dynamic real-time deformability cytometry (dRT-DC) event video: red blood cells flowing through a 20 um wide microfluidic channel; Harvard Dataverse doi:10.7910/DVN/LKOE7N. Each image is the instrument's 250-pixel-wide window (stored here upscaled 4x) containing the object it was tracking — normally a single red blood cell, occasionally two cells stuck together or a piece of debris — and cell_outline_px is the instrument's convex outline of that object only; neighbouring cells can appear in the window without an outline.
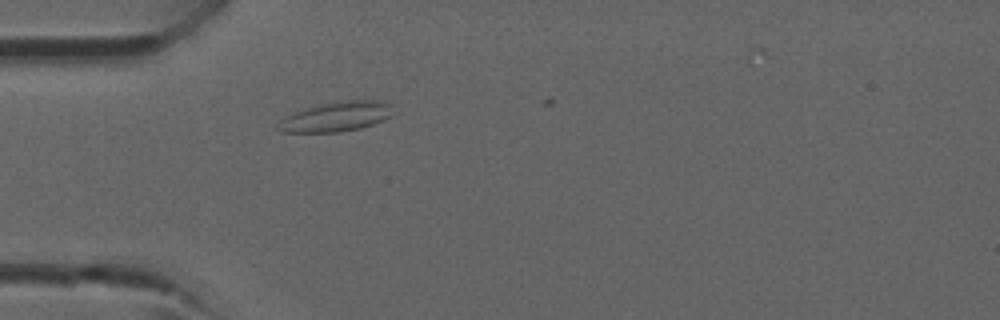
{"species": "common noctule bat (a hibernating species)", "species_latin": "Nyctalus noctula", "temperature_condition": "room temperature", "stored_images_in_passage": 8, "camera_frame_rate_fps": 3000, "um_per_image_px": 0.085, "animal": {"sex": "male", "forearm_length_mm": 52.5}, "frame": {"image": 1, "passage_image": 2, "time_ms": 0.333, "image_size_px": [1000, 320], "cell_outline_px": [[396, 112], [392, 116], [372, 124], [360, 128], [340, 132], [280, 132], [276, 128], [276, 124], [284, 116], [292, 112], [332, 100], [384, 100], [392, 104]], "centroid_in_image_um": [28.59, 9.89], "position_along_channel_um": 56.4, "area_um2": 20.58}}
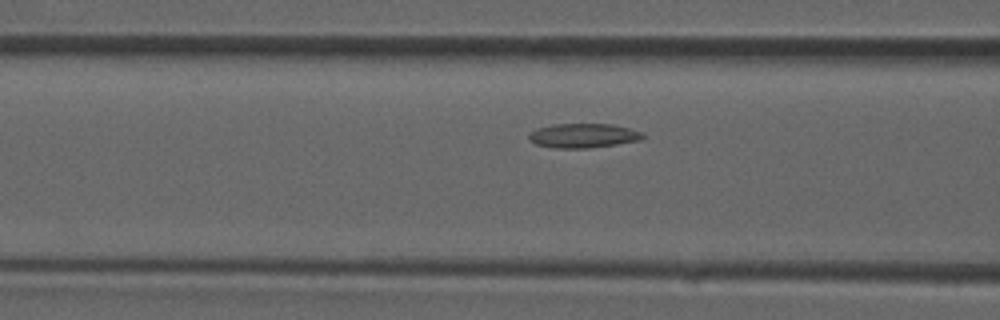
{"frame": {"image": 2, "passage_image": 6, "time_ms": 1.667, "image_size_px": [1000, 320], "cell_outline_px": [[644, 136], [640, 140], [616, 144], [588, 148], [552, 148], [536, 144], [528, 140], [528, 136], [536, 128], [552, 124], [612, 124], [628, 128], [640, 132]], "centroid_in_image_um": [49.52, 11.53], "position_along_channel_um": 117.1, "area_um2": 16.07}}